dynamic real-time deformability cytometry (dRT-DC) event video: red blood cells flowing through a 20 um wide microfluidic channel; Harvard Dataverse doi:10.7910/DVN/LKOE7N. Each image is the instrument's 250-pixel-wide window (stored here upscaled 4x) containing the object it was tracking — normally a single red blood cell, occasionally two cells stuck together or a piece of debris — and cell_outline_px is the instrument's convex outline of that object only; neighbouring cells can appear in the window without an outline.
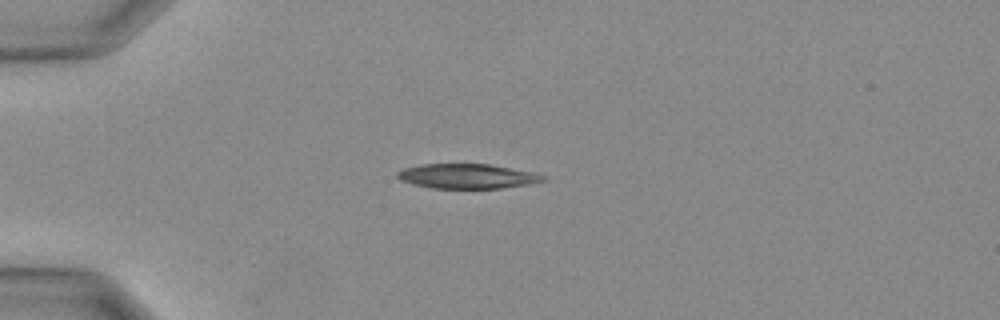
{"species": "Egyptian fruit bat (a non-hibernating species)", "species_latin": "Rousettus aegyptiacus", "temperature_condition": "warm", "stored_images_in_passage": 26, "camera_frame_rate_fps": 3000, "um_per_image_px": 0.085, "animal": {"sex": "female"}, "frame": {"image": 1, "passage_image": 1, "time_ms": 0.0, "image_size_px": [1000, 320], "cell_outline_px": [[544, 180], [528, 184], [500, 188], [432, 188], [412, 184], [400, 180], [396, 176], [396, 172], [404, 168], [420, 164], [488, 164], [532, 172], [544, 176]], "centroid_in_image_um": [39.63, 14.97], "position_along_channel_um": 45.4, "area_um2": 20.75}}
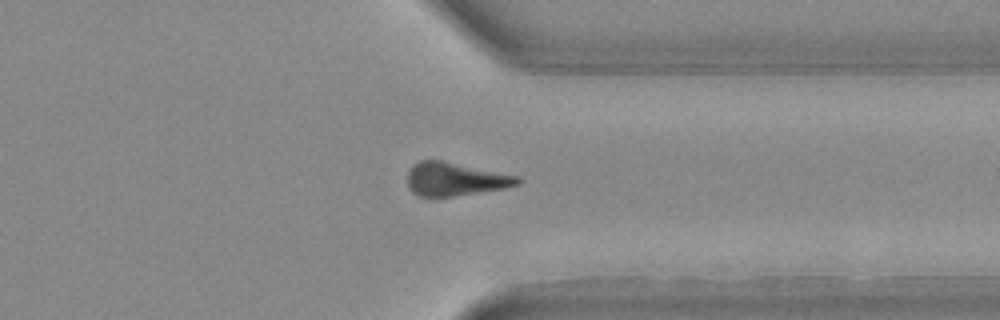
{"frame": {"image": 2, "passage_image": 19, "time_ms": 6.0, "image_size_px": [1000, 320], "cell_outline_px": [[524, 180], [520, 184], [504, 188], [452, 196], [416, 196], [408, 188], [408, 172], [412, 164], [420, 160], [440, 160], [520, 176]], "centroid_in_image_um": [38.69, 15.22], "position_along_channel_um": 372.7, "area_um2": 21.39}}
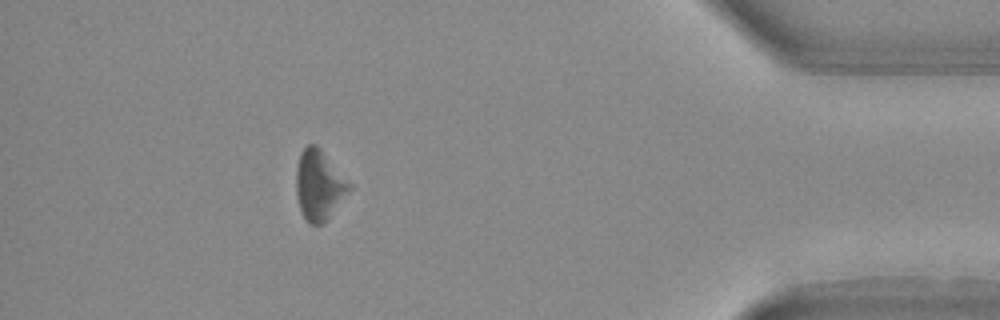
{"frame": {"image": 3, "passage_image": 23, "time_ms": 7.333, "image_size_px": [1000, 320], "cell_outline_px": [[352, 188], [324, 220], [320, 224], [312, 224], [304, 216], [300, 208], [296, 192], [296, 172], [300, 152], [308, 144], [316, 144], [320, 148], [352, 184]], "centroid_in_image_um": [27.11, 15.67], "position_along_channel_um": 408.1, "area_um2": 21.1}}